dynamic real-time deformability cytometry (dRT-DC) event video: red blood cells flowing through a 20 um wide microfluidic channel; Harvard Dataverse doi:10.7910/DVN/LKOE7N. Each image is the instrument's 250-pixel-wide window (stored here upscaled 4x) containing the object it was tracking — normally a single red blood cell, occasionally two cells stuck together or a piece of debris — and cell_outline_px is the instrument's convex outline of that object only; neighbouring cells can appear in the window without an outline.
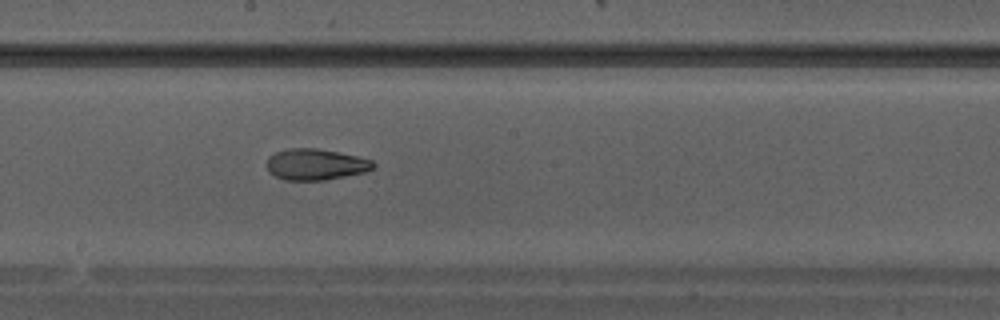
{"species": "Egyptian fruit bat (a non-hibernating species)", "species_latin": "Rousettus aegyptiacus", "temperature_condition": "warm", "stored_images_in_passage": 35, "camera_frame_rate_fps": 3000, "um_per_image_px": 0.085, "animal": {"sex": "male"}, "frame": {"image": 1, "passage_image": 20, "time_ms": 6.333, "image_size_px": [1000, 320], "cell_outline_px": [[376, 164], [372, 168], [364, 172], [324, 180], [284, 180], [268, 172], [268, 156], [276, 152], [288, 148], [316, 148], [356, 156], [372, 160]], "centroid_in_image_um": [26.8, 13.97], "position_along_channel_um": 221.4, "area_um2": 19.13}}